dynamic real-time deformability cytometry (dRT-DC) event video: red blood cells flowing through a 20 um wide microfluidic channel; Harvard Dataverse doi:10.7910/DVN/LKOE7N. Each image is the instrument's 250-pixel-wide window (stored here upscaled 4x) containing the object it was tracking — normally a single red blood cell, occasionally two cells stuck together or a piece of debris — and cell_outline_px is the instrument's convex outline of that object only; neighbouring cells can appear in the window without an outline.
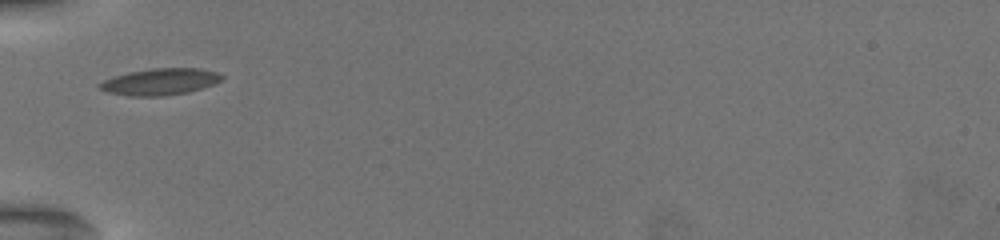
{"species": "common noctule bat (a hibernating species)", "species_latin": "Nyctalus noctula", "temperature_condition": "warm", "stored_images_in_passage": 22, "camera_frame_rate_fps": 3000, "um_per_image_px": 0.085, "animal": {"sex": "female", "body_mass_g": 19.5, "forearm_length_mm": 54.1}, "frame": {"image": 1, "passage_image": 1, "time_ms": 0.0, "image_size_px": [1000, 240], "cell_outline_px": [[224, 76], [220, 80], [212, 84], [188, 92], [160, 96], [128, 96], [108, 92], [96, 88], [96, 84], [104, 80], [128, 72], [152, 68], [200, 68], [220, 72]], "centroid_in_image_um": [13.58, 6.94], "position_along_channel_um": 71.4, "area_um2": 18.96}}
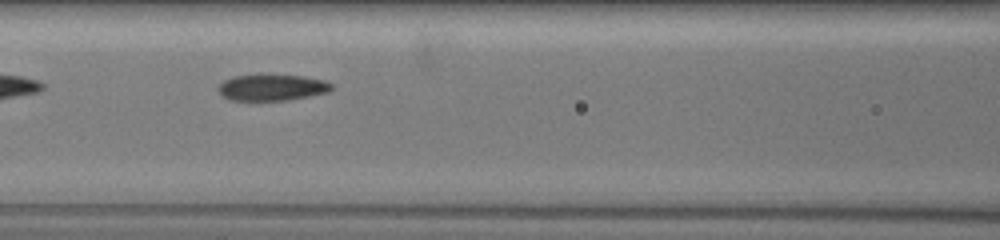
{"frame": {"image": 2, "passage_image": 7, "time_ms": 2.0, "image_size_px": [1000, 240], "cell_outline_px": [[332, 88], [328, 92], [308, 96], [284, 100], [232, 100], [224, 96], [216, 88], [224, 80], [232, 76], [260, 72], [304, 76], [324, 80], [332, 84]], "centroid_in_image_um": [23.08, 7.38], "position_along_channel_um": 143.5, "area_um2": 17.86}}
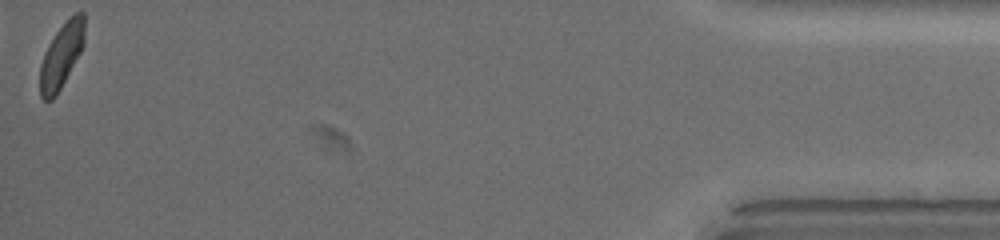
{"frame": {"image": 3, "passage_image": 22, "time_ms": 12.0, "image_size_px": [1000, 240], "cell_outline_px": [[84, 44], [80, 52], [56, 96], [52, 100], [44, 100], [40, 96], [40, 64], [44, 52], [48, 44], [56, 32], [76, 12], [84, 12]], "centroid_in_image_um": [5.2, 4.75], "position_along_channel_um": 430.0, "area_um2": 16.53}, "authors_computed_cell_mechanics": {"area_um2": 17.8313, "velocity_mm_per_s": 3.6935, "shape_relaxation_time_tau1_ms": 5.8022, "shape_relaxation_time_tau2_ms": 2.2237, "deformation_change_tau1": 0.1725, "deformation_change_tau2": 0.08}}